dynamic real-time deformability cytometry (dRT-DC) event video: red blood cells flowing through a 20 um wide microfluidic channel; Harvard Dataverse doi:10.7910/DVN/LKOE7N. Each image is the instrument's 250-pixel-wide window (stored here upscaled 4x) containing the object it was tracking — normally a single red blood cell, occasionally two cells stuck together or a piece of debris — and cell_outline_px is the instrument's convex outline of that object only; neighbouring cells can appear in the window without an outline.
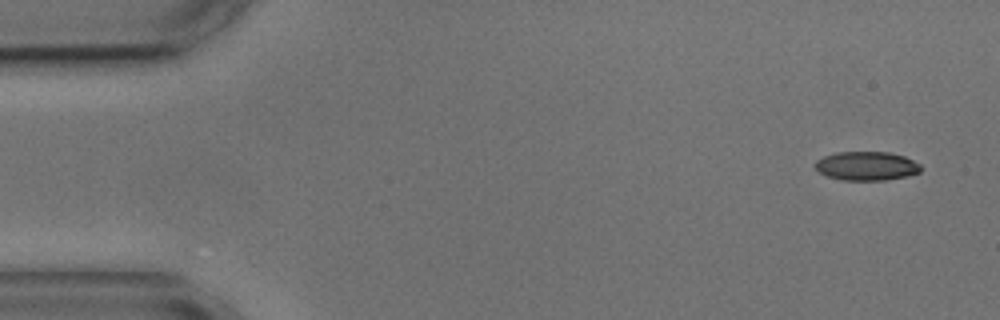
{"species": "common noctule bat (a hibernating species)", "species_latin": "Nyctalus noctula", "temperature_condition": "cold", "stored_images_in_passage": 7, "camera_frame_rate_fps": 3000, "um_per_image_px": 0.085, "animal": {"sex": "male", "body_mass_g": 17.9, "forearm_length_mm": 54.2}, "frame": {"image": 1, "passage_image": 1, "time_ms": 0.0, "image_size_px": [1000, 320], "cell_outline_px": [[920, 172], [908, 176], [884, 180], [844, 180], [828, 176], [820, 172], [812, 164], [816, 160], [824, 156], [836, 152], [888, 152], [904, 156], [920, 164]], "centroid_in_image_um": [73.64, 14.1], "position_along_channel_um": 11.4, "area_um2": 17.74}}
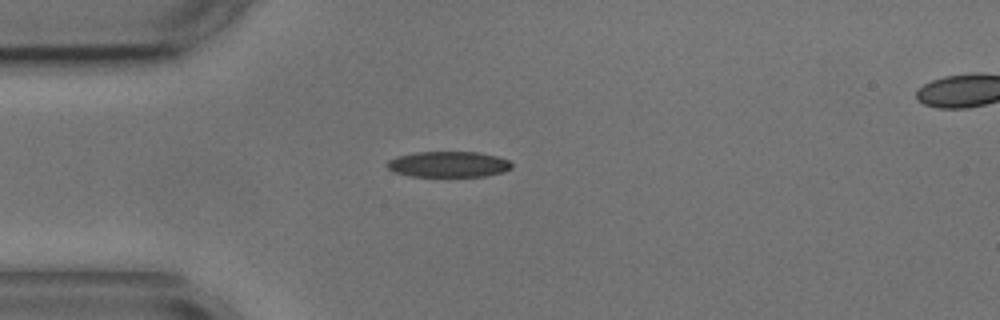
{"frame": {"image": 2, "passage_image": 4, "time_ms": 3.667, "image_size_px": [1000, 320], "cell_outline_px": [[512, 168], [504, 172], [484, 176], [408, 176], [396, 172], [388, 168], [384, 164], [388, 160], [400, 156], [416, 152], [476, 152], [496, 156], [508, 160], [512, 164]], "centroid_in_image_um": [38.12, 13.97], "position_along_channel_um": 46.9, "area_um2": 18.61}}